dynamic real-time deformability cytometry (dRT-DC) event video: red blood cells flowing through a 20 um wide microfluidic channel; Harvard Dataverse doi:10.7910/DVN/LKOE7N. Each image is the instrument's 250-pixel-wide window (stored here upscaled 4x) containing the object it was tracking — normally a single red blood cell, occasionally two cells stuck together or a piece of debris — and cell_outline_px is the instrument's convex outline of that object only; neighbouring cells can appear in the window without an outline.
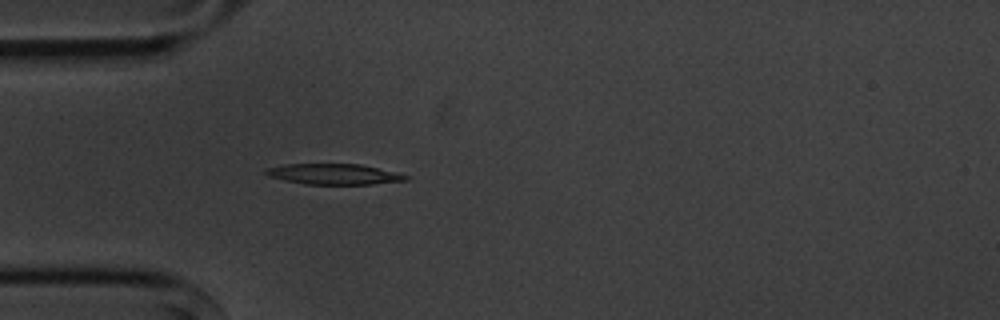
{"species": "common noctule bat (a hibernating species)", "species_latin": "Nyctalus noctula", "temperature_condition": "cold", "stored_images_in_passage": 4, "camera_frame_rate_fps": 3000, "um_per_image_px": 0.085, "animal": {"sex": "male", "body_mass_g": 20.1, "forearm_length_mm": 53.5}, "frame": {"image": 1, "passage_image": 4, "time_ms": 3.667, "image_size_px": [1000, 320], "cell_outline_px": [[408, 180], [372, 184], [304, 184], [284, 180], [268, 176], [264, 172], [264, 168], [284, 164], [360, 164], [408, 176]], "centroid_in_image_um": [28.29, 14.8], "position_along_channel_um": 56.7, "area_um2": 16.65}}